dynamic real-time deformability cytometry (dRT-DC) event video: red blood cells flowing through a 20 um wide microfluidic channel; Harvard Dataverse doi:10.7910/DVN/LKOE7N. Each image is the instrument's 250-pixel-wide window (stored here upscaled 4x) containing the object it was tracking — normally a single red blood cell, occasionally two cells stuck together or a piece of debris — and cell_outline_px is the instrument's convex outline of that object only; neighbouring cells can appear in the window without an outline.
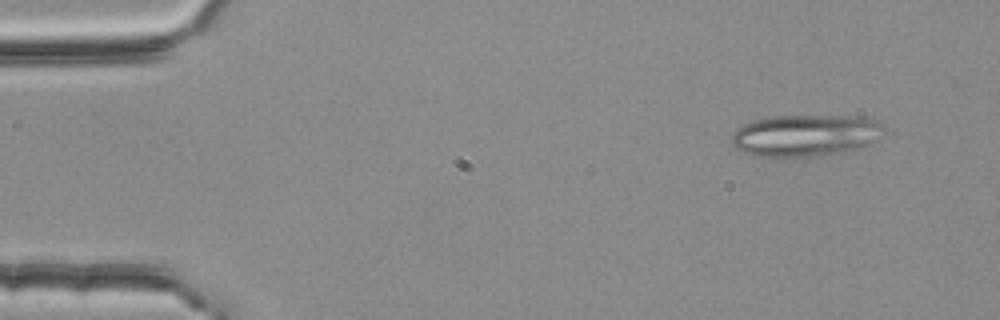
{"species": "common noctule bat (a hibernating species)", "species_latin": "Nyctalus noctula", "temperature_condition": "room temperature", "stored_images_in_passage": 3, "camera_frame_rate_fps": 3000, "um_per_image_px": 0.085, "animal": {"sex": "female", "body_mass_g": 25.1}, "frame": {"image": 1, "passage_image": 1, "time_ms": 0.0, "image_size_px": [1000, 320], "cell_outline_px": [[880, 136], [876, 140], [868, 144], [856, 148], [812, 156], [756, 156], [744, 152], [736, 148], [732, 140], [732, 136], [736, 128], [752, 120], [772, 116], [860, 116], [872, 120], [880, 124]], "centroid_in_image_um": [68.38, 11.49], "position_along_channel_um": 16.6, "area_um2": 36.24}}